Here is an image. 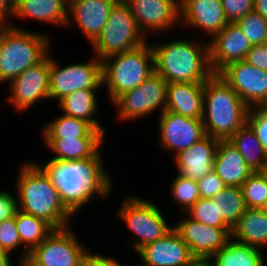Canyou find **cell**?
I'll use <instances>...</instances> for the list:
<instances>
[{
    "mask_svg": "<svg viewBox=\"0 0 267 266\" xmlns=\"http://www.w3.org/2000/svg\"><path fill=\"white\" fill-rule=\"evenodd\" d=\"M101 151L80 160L51 158L45 164L33 161L50 179L62 203L74 216L92 199L111 196L114 186L102 162Z\"/></svg>",
    "mask_w": 267,
    "mask_h": 266,
    "instance_id": "6da1fadb",
    "label": "cell"
},
{
    "mask_svg": "<svg viewBox=\"0 0 267 266\" xmlns=\"http://www.w3.org/2000/svg\"><path fill=\"white\" fill-rule=\"evenodd\" d=\"M177 39L151 44L154 72L167 83H204L214 73L209 62L208 41Z\"/></svg>",
    "mask_w": 267,
    "mask_h": 266,
    "instance_id": "7a4b0ae2",
    "label": "cell"
},
{
    "mask_svg": "<svg viewBox=\"0 0 267 266\" xmlns=\"http://www.w3.org/2000/svg\"><path fill=\"white\" fill-rule=\"evenodd\" d=\"M15 181L18 210L45 220L54 229L69 227L73 214L62 203L50 179L33 162L20 165Z\"/></svg>",
    "mask_w": 267,
    "mask_h": 266,
    "instance_id": "3957f363",
    "label": "cell"
},
{
    "mask_svg": "<svg viewBox=\"0 0 267 266\" xmlns=\"http://www.w3.org/2000/svg\"><path fill=\"white\" fill-rule=\"evenodd\" d=\"M249 107L218 75L204 82L202 121L205 133L219 140H229L247 123Z\"/></svg>",
    "mask_w": 267,
    "mask_h": 266,
    "instance_id": "277c9868",
    "label": "cell"
},
{
    "mask_svg": "<svg viewBox=\"0 0 267 266\" xmlns=\"http://www.w3.org/2000/svg\"><path fill=\"white\" fill-rule=\"evenodd\" d=\"M16 24L0 25V84L10 83L51 51L47 33L25 30ZM22 28V29H21Z\"/></svg>",
    "mask_w": 267,
    "mask_h": 266,
    "instance_id": "5b68a950",
    "label": "cell"
},
{
    "mask_svg": "<svg viewBox=\"0 0 267 266\" xmlns=\"http://www.w3.org/2000/svg\"><path fill=\"white\" fill-rule=\"evenodd\" d=\"M102 85H106L111 103L121 94L142 84L154 73L151 43L101 60Z\"/></svg>",
    "mask_w": 267,
    "mask_h": 266,
    "instance_id": "8992f818",
    "label": "cell"
},
{
    "mask_svg": "<svg viewBox=\"0 0 267 266\" xmlns=\"http://www.w3.org/2000/svg\"><path fill=\"white\" fill-rule=\"evenodd\" d=\"M146 39L129 5L124 0H118L110 11L106 25L91 45L95 50V56L102 60L136 49L147 43Z\"/></svg>",
    "mask_w": 267,
    "mask_h": 266,
    "instance_id": "52a82bcc",
    "label": "cell"
},
{
    "mask_svg": "<svg viewBox=\"0 0 267 266\" xmlns=\"http://www.w3.org/2000/svg\"><path fill=\"white\" fill-rule=\"evenodd\" d=\"M116 214L134 233L136 241H132V246L136 252L146 244L164 237L174 228V224H168L164 214L153 201L135 195H126Z\"/></svg>",
    "mask_w": 267,
    "mask_h": 266,
    "instance_id": "ba28073f",
    "label": "cell"
},
{
    "mask_svg": "<svg viewBox=\"0 0 267 266\" xmlns=\"http://www.w3.org/2000/svg\"><path fill=\"white\" fill-rule=\"evenodd\" d=\"M49 52V96L59 102L67 95L81 89H100L102 63L93 55L87 62L61 67Z\"/></svg>",
    "mask_w": 267,
    "mask_h": 266,
    "instance_id": "9c48e42d",
    "label": "cell"
},
{
    "mask_svg": "<svg viewBox=\"0 0 267 266\" xmlns=\"http://www.w3.org/2000/svg\"><path fill=\"white\" fill-rule=\"evenodd\" d=\"M167 86L168 83L154 72L136 88L119 95L112 102L117 107L118 121L137 120L158 110L161 114L167 103Z\"/></svg>",
    "mask_w": 267,
    "mask_h": 266,
    "instance_id": "30bf717a",
    "label": "cell"
},
{
    "mask_svg": "<svg viewBox=\"0 0 267 266\" xmlns=\"http://www.w3.org/2000/svg\"><path fill=\"white\" fill-rule=\"evenodd\" d=\"M87 249L69 226L53 230L29 252L27 259L35 266H79Z\"/></svg>",
    "mask_w": 267,
    "mask_h": 266,
    "instance_id": "8fae6325",
    "label": "cell"
},
{
    "mask_svg": "<svg viewBox=\"0 0 267 266\" xmlns=\"http://www.w3.org/2000/svg\"><path fill=\"white\" fill-rule=\"evenodd\" d=\"M218 75L249 107H267V71L244 60L228 64Z\"/></svg>",
    "mask_w": 267,
    "mask_h": 266,
    "instance_id": "7c38bea8",
    "label": "cell"
},
{
    "mask_svg": "<svg viewBox=\"0 0 267 266\" xmlns=\"http://www.w3.org/2000/svg\"><path fill=\"white\" fill-rule=\"evenodd\" d=\"M8 103L18 111H27L38 101L50 100L49 53L37 64L30 66L9 84ZM34 104V105H33Z\"/></svg>",
    "mask_w": 267,
    "mask_h": 266,
    "instance_id": "4fadbf2b",
    "label": "cell"
},
{
    "mask_svg": "<svg viewBox=\"0 0 267 266\" xmlns=\"http://www.w3.org/2000/svg\"><path fill=\"white\" fill-rule=\"evenodd\" d=\"M184 218L173 226L198 262L209 261L231 238V228L204 225L189 216Z\"/></svg>",
    "mask_w": 267,
    "mask_h": 266,
    "instance_id": "5bb4252c",
    "label": "cell"
},
{
    "mask_svg": "<svg viewBox=\"0 0 267 266\" xmlns=\"http://www.w3.org/2000/svg\"><path fill=\"white\" fill-rule=\"evenodd\" d=\"M158 123L160 145L174 156L206 136L202 118H188L164 110Z\"/></svg>",
    "mask_w": 267,
    "mask_h": 266,
    "instance_id": "9a60e30c",
    "label": "cell"
},
{
    "mask_svg": "<svg viewBox=\"0 0 267 266\" xmlns=\"http://www.w3.org/2000/svg\"><path fill=\"white\" fill-rule=\"evenodd\" d=\"M130 7L140 31L169 32L180 28V0H124ZM175 26V27H174ZM167 30V31H166Z\"/></svg>",
    "mask_w": 267,
    "mask_h": 266,
    "instance_id": "2e32d148",
    "label": "cell"
},
{
    "mask_svg": "<svg viewBox=\"0 0 267 266\" xmlns=\"http://www.w3.org/2000/svg\"><path fill=\"white\" fill-rule=\"evenodd\" d=\"M135 253L143 262L140 266H194L198 262L174 228Z\"/></svg>",
    "mask_w": 267,
    "mask_h": 266,
    "instance_id": "e0dca14e",
    "label": "cell"
},
{
    "mask_svg": "<svg viewBox=\"0 0 267 266\" xmlns=\"http://www.w3.org/2000/svg\"><path fill=\"white\" fill-rule=\"evenodd\" d=\"M228 23L221 0H180L181 28H199L211 40Z\"/></svg>",
    "mask_w": 267,
    "mask_h": 266,
    "instance_id": "ac0fdd59",
    "label": "cell"
},
{
    "mask_svg": "<svg viewBox=\"0 0 267 266\" xmlns=\"http://www.w3.org/2000/svg\"><path fill=\"white\" fill-rule=\"evenodd\" d=\"M209 62L214 74H218L228 64L244 60L252 45L239 27L228 23L218 34L208 41Z\"/></svg>",
    "mask_w": 267,
    "mask_h": 266,
    "instance_id": "d6986e66",
    "label": "cell"
},
{
    "mask_svg": "<svg viewBox=\"0 0 267 266\" xmlns=\"http://www.w3.org/2000/svg\"><path fill=\"white\" fill-rule=\"evenodd\" d=\"M118 0H70L66 26L77 24L92 44L106 25L110 11ZM74 20V21H73Z\"/></svg>",
    "mask_w": 267,
    "mask_h": 266,
    "instance_id": "ffe728a7",
    "label": "cell"
},
{
    "mask_svg": "<svg viewBox=\"0 0 267 266\" xmlns=\"http://www.w3.org/2000/svg\"><path fill=\"white\" fill-rule=\"evenodd\" d=\"M219 139L206 135L200 141L176 154L177 173L198 181L213 170Z\"/></svg>",
    "mask_w": 267,
    "mask_h": 266,
    "instance_id": "44dd1931",
    "label": "cell"
},
{
    "mask_svg": "<svg viewBox=\"0 0 267 266\" xmlns=\"http://www.w3.org/2000/svg\"><path fill=\"white\" fill-rule=\"evenodd\" d=\"M213 171L227 187H241L253 173L230 140H219Z\"/></svg>",
    "mask_w": 267,
    "mask_h": 266,
    "instance_id": "7402d4cb",
    "label": "cell"
},
{
    "mask_svg": "<svg viewBox=\"0 0 267 266\" xmlns=\"http://www.w3.org/2000/svg\"><path fill=\"white\" fill-rule=\"evenodd\" d=\"M204 83H168L165 110L188 118H202Z\"/></svg>",
    "mask_w": 267,
    "mask_h": 266,
    "instance_id": "603a6c76",
    "label": "cell"
},
{
    "mask_svg": "<svg viewBox=\"0 0 267 266\" xmlns=\"http://www.w3.org/2000/svg\"><path fill=\"white\" fill-rule=\"evenodd\" d=\"M33 19L66 27L68 2L66 0H16L13 19Z\"/></svg>",
    "mask_w": 267,
    "mask_h": 266,
    "instance_id": "cb8c5ba5",
    "label": "cell"
},
{
    "mask_svg": "<svg viewBox=\"0 0 267 266\" xmlns=\"http://www.w3.org/2000/svg\"><path fill=\"white\" fill-rule=\"evenodd\" d=\"M231 238L242 244L267 249V214L260 208H247L232 228Z\"/></svg>",
    "mask_w": 267,
    "mask_h": 266,
    "instance_id": "d4e9b609",
    "label": "cell"
},
{
    "mask_svg": "<svg viewBox=\"0 0 267 266\" xmlns=\"http://www.w3.org/2000/svg\"><path fill=\"white\" fill-rule=\"evenodd\" d=\"M43 126V139L104 138L106 134V129H95L89 122L63 113Z\"/></svg>",
    "mask_w": 267,
    "mask_h": 266,
    "instance_id": "484cf974",
    "label": "cell"
},
{
    "mask_svg": "<svg viewBox=\"0 0 267 266\" xmlns=\"http://www.w3.org/2000/svg\"><path fill=\"white\" fill-rule=\"evenodd\" d=\"M260 248L230 238L208 262L211 266H266Z\"/></svg>",
    "mask_w": 267,
    "mask_h": 266,
    "instance_id": "4316f807",
    "label": "cell"
},
{
    "mask_svg": "<svg viewBox=\"0 0 267 266\" xmlns=\"http://www.w3.org/2000/svg\"><path fill=\"white\" fill-rule=\"evenodd\" d=\"M98 89H81L75 91L58 102V106L67 116L79 118L89 122L95 129H106L96 119L98 114ZM95 116V117H94Z\"/></svg>",
    "mask_w": 267,
    "mask_h": 266,
    "instance_id": "83f0119b",
    "label": "cell"
},
{
    "mask_svg": "<svg viewBox=\"0 0 267 266\" xmlns=\"http://www.w3.org/2000/svg\"><path fill=\"white\" fill-rule=\"evenodd\" d=\"M54 159L80 160L93 157L102 147L104 138L43 139Z\"/></svg>",
    "mask_w": 267,
    "mask_h": 266,
    "instance_id": "f1b7e54d",
    "label": "cell"
},
{
    "mask_svg": "<svg viewBox=\"0 0 267 266\" xmlns=\"http://www.w3.org/2000/svg\"><path fill=\"white\" fill-rule=\"evenodd\" d=\"M253 172L267 171V155L252 128L246 123L230 139Z\"/></svg>",
    "mask_w": 267,
    "mask_h": 266,
    "instance_id": "f546056e",
    "label": "cell"
},
{
    "mask_svg": "<svg viewBox=\"0 0 267 266\" xmlns=\"http://www.w3.org/2000/svg\"><path fill=\"white\" fill-rule=\"evenodd\" d=\"M15 223L20 236L21 244L25 249L22 250L19 259H26L29 252L38 246L55 230L45 220L31 214L18 210L15 214Z\"/></svg>",
    "mask_w": 267,
    "mask_h": 266,
    "instance_id": "4dcf8cb0",
    "label": "cell"
},
{
    "mask_svg": "<svg viewBox=\"0 0 267 266\" xmlns=\"http://www.w3.org/2000/svg\"><path fill=\"white\" fill-rule=\"evenodd\" d=\"M211 199L218 204L219 217L231 229L247 209L241 187H226Z\"/></svg>",
    "mask_w": 267,
    "mask_h": 266,
    "instance_id": "1f68e13d",
    "label": "cell"
},
{
    "mask_svg": "<svg viewBox=\"0 0 267 266\" xmlns=\"http://www.w3.org/2000/svg\"><path fill=\"white\" fill-rule=\"evenodd\" d=\"M171 182L170 193L174 202H177L182 212L188 210L201 198L196 180L183 177L176 173Z\"/></svg>",
    "mask_w": 267,
    "mask_h": 266,
    "instance_id": "d6a6232c",
    "label": "cell"
},
{
    "mask_svg": "<svg viewBox=\"0 0 267 266\" xmlns=\"http://www.w3.org/2000/svg\"><path fill=\"white\" fill-rule=\"evenodd\" d=\"M241 189L247 208H261L267 199V171L253 172Z\"/></svg>",
    "mask_w": 267,
    "mask_h": 266,
    "instance_id": "836d02e7",
    "label": "cell"
},
{
    "mask_svg": "<svg viewBox=\"0 0 267 266\" xmlns=\"http://www.w3.org/2000/svg\"><path fill=\"white\" fill-rule=\"evenodd\" d=\"M186 216L204 225L230 228L222 218L219 217L218 204L211 198H200L186 213Z\"/></svg>",
    "mask_w": 267,
    "mask_h": 266,
    "instance_id": "e575fe53",
    "label": "cell"
},
{
    "mask_svg": "<svg viewBox=\"0 0 267 266\" xmlns=\"http://www.w3.org/2000/svg\"><path fill=\"white\" fill-rule=\"evenodd\" d=\"M234 23L247 37L252 46L267 42V21L257 12L247 13Z\"/></svg>",
    "mask_w": 267,
    "mask_h": 266,
    "instance_id": "d590c367",
    "label": "cell"
},
{
    "mask_svg": "<svg viewBox=\"0 0 267 266\" xmlns=\"http://www.w3.org/2000/svg\"><path fill=\"white\" fill-rule=\"evenodd\" d=\"M247 124L254 131L267 155V107L249 108Z\"/></svg>",
    "mask_w": 267,
    "mask_h": 266,
    "instance_id": "8d00e7d4",
    "label": "cell"
},
{
    "mask_svg": "<svg viewBox=\"0 0 267 266\" xmlns=\"http://www.w3.org/2000/svg\"><path fill=\"white\" fill-rule=\"evenodd\" d=\"M24 247L15 223V217L0 222V248L12 253L17 248Z\"/></svg>",
    "mask_w": 267,
    "mask_h": 266,
    "instance_id": "74e56055",
    "label": "cell"
},
{
    "mask_svg": "<svg viewBox=\"0 0 267 266\" xmlns=\"http://www.w3.org/2000/svg\"><path fill=\"white\" fill-rule=\"evenodd\" d=\"M226 19L233 23L245 14L254 11V0H221Z\"/></svg>",
    "mask_w": 267,
    "mask_h": 266,
    "instance_id": "f35d334b",
    "label": "cell"
},
{
    "mask_svg": "<svg viewBox=\"0 0 267 266\" xmlns=\"http://www.w3.org/2000/svg\"><path fill=\"white\" fill-rule=\"evenodd\" d=\"M197 184L201 198L207 199L212 198L227 187L213 170L199 179Z\"/></svg>",
    "mask_w": 267,
    "mask_h": 266,
    "instance_id": "ab89813d",
    "label": "cell"
},
{
    "mask_svg": "<svg viewBox=\"0 0 267 266\" xmlns=\"http://www.w3.org/2000/svg\"><path fill=\"white\" fill-rule=\"evenodd\" d=\"M17 211V196L9 191L0 190V222L15 217Z\"/></svg>",
    "mask_w": 267,
    "mask_h": 266,
    "instance_id": "60d3db41",
    "label": "cell"
},
{
    "mask_svg": "<svg viewBox=\"0 0 267 266\" xmlns=\"http://www.w3.org/2000/svg\"><path fill=\"white\" fill-rule=\"evenodd\" d=\"M244 61L249 65L267 71V42L253 45L247 52Z\"/></svg>",
    "mask_w": 267,
    "mask_h": 266,
    "instance_id": "b9f144b4",
    "label": "cell"
},
{
    "mask_svg": "<svg viewBox=\"0 0 267 266\" xmlns=\"http://www.w3.org/2000/svg\"><path fill=\"white\" fill-rule=\"evenodd\" d=\"M90 249L83 254L79 266H124L111 256L91 253Z\"/></svg>",
    "mask_w": 267,
    "mask_h": 266,
    "instance_id": "7bdbcfd3",
    "label": "cell"
},
{
    "mask_svg": "<svg viewBox=\"0 0 267 266\" xmlns=\"http://www.w3.org/2000/svg\"><path fill=\"white\" fill-rule=\"evenodd\" d=\"M16 0H0V25L9 24L12 21Z\"/></svg>",
    "mask_w": 267,
    "mask_h": 266,
    "instance_id": "ee69618b",
    "label": "cell"
},
{
    "mask_svg": "<svg viewBox=\"0 0 267 266\" xmlns=\"http://www.w3.org/2000/svg\"><path fill=\"white\" fill-rule=\"evenodd\" d=\"M254 11L267 21V0H254Z\"/></svg>",
    "mask_w": 267,
    "mask_h": 266,
    "instance_id": "f6af8a7d",
    "label": "cell"
},
{
    "mask_svg": "<svg viewBox=\"0 0 267 266\" xmlns=\"http://www.w3.org/2000/svg\"><path fill=\"white\" fill-rule=\"evenodd\" d=\"M0 266H14L9 253L0 248Z\"/></svg>",
    "mask_w": 267,
    "mask_h": 266,
    "instance_id": "bcb514c9",
    "label": "cell"
},
{
    "mask_svg": "<svg viewBox=\"0 0 267 266\" xmlns=\"http://www.w3.org/2000/svg\"><path fill=\"white\" fill-rule=\"evenodd\" d=\"M17 261L19 262L18 266H35L27 258L26 259H18Z\"/></svg>",
    "mask_w": 267,
    "mask_h": 266,
    "instance_id": "7dc6e473",
    "label": "cell"
},
{
    "mask_svg": "<svg viewBox=\"0 0 267 266\" xmlns=\"http://www.w3.org/2000/svg\"><path fill=\"white\" fill-rule=\"evenodd\" d=\"M194 266H211L208 261H199Z\"/></svg>",
    "mask_w": 267,
    "mask_h": 266,
    "instance_id": "c3c4849f",
    "label": "cell"
},
{
    "mask_svg": "<svg viewBox=\"0 0 267 266\" xmlns=\"http://www.w3.org/2000/svg\"><path fill=\"white\" fill-rule=\"evenodd\" d=\"M260 209L267 214V199L265 200L264 204Z\"/></svg>",
    "mask_w": 267,
    "mask_h": 266,
    "instance_id": "681fc988",
    "label": "cell"
}]
</instances>
